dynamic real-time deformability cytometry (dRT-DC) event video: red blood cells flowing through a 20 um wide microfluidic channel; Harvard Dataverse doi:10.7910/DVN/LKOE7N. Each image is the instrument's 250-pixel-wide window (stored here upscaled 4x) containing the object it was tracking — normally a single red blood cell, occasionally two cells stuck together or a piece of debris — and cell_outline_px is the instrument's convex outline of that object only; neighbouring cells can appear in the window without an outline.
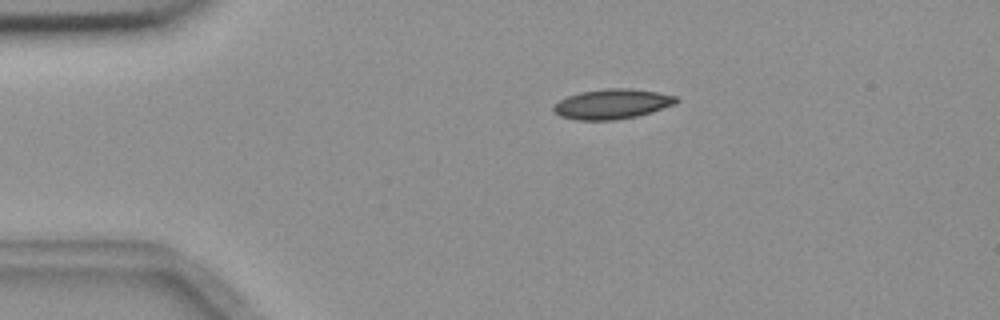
{"species": "common noctule bat (a hibernating species)", "species_latin": "Nyctalus noctula", "temperature_condition": "room temperature", "stored_images_in_passage": 4, "camera_frame_rate_fps": 3000, "um_per_image_px": 0.085, "animal": {"sex": "female", "body_mass_g": 18.4}, "frame": {"image": 1, "passage_image": 1, "time_ms": 0.0, "image_size_px": [1000, 320], "cell_outline_px": [[680, 100], [676, 104], [652, 112], [636, 116], [612, 120], [576, 120], [560, 116], [552, 108], [560, 100], [568, 96], [580, 92], [604, 88], [632, 88], [656, 92], [676, 96]], "centroid_in_image_um": [52.06, 8.83], "position_along_channel_um": 32.9, "area_um2": 21.39}}
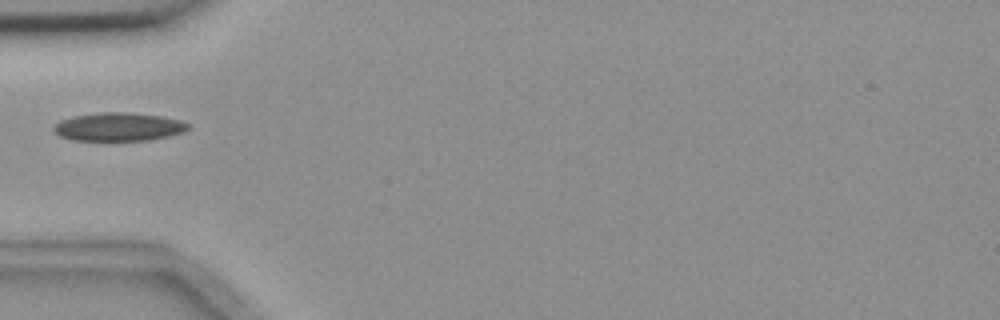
{"frame": {"image": 2, "passage_image": 3, "time_ms": 2.333, "image_size_px": [1000, 320], "cell_outline_px": [[188, 128], [184, 132], [168, 136], [148, 140], [72, 140], [60, 136], [52, 128], [60, 120], [72, 116], [100, 112], [124, 112], [160, 116], [180, 120], [188, 124]], "centroid_in_image_um": [10.05, 10.78], "position_along_channel_um": 74.9, "area_um2": 22.02}}